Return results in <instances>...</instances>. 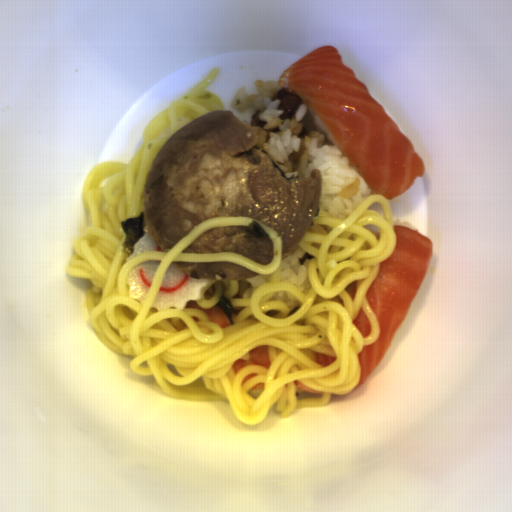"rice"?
<instances>
[{
  "instance_id": "obj_1",
  "label": "rice",
  "mask_w": 512,
  "mask_h": 512,
  "mask_svg": "<svg viewBox=\"0 0 512 512\" xmlns=\"http://www.w3.org/2000/svg\"><path fill=\"white\" fill-rule=\"evenodd\" d=\"M256 94L241 87L231 97L230 107L246 112L260 111L264 127L258 131L255 146L263 150L282 175L289 179L309 177L318 169L321 196L315 216L347 218L362 201L372 195L363 177L331 137L320 118L303 101L290 120L280 116V99L274 96L283 88L278 80L254 81Z\"/></svg>"
},
{
  "instance_id": "obj_2",
  "label": "rice",
  "mask_w": 512,
  "mask_h": 512,
  "mask_svg": "<svg viewBox=\"0 0 512 512\" xmlns=\"http://www.w3.org/2000/svg\"><path fill=\"white\" fill-rule=\"evenodd\" d=\"M314 256L300 249L296 251L284 264L280 280L294 284L305 292L312 291L309 263Z\"/></svg>"
}]
</instances>
